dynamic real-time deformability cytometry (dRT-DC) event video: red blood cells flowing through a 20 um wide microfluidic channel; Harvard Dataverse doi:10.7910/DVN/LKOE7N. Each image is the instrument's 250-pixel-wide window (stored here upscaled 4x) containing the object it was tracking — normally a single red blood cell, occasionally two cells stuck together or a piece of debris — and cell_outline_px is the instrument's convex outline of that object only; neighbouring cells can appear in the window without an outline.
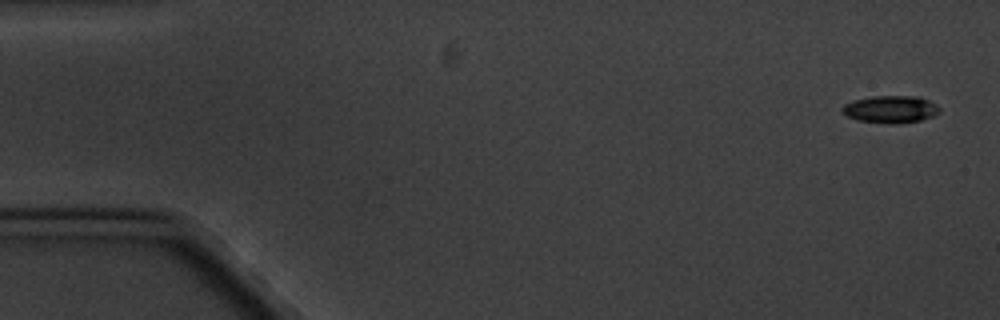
{"species": "common noctule bat (a hibernating species)", "species_latin": "Nyctalus noctula", "temperature_condition": "cold", "stored_images_in_passage": 8, "camera_frame_rate_fps": 3000, "um_per_image_px": 0.085, "animal": {"sex": "male", "body_mass_g": 20.1, "forearm_length_mm": 53.5}, "frame": {"image": 1, "passage_image": 1, "time_ms": 0.0, "image_size_px": [1000, 320], "cell_outline_px": [[940, 112], [932, 116], [920, 120], [892, 124], [856, 120], [844, 116], [840, 108], [844, 104], [852, 100], [872, 96], [916, 96], [928, 100], [936, 104], [940, 108]], "centroid_in_image_um": [75.64, 9.28], "position_along_channel_um": 9.4, "area_um2": 15.61}}
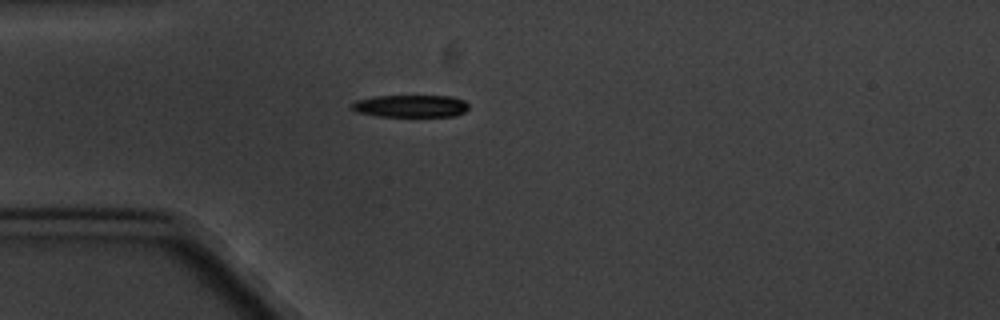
{"frame": {"image": 2, "passage_image": 5, "time_ms": 4.667, "image_size_px": [1000, 320], "cell_outline_px": [[468, 108], [464, 112], [456, 116], [376, 116], [356, 112], [352, 108], [352, 104], [356, 100], [372, 96], [452, 96], [464, 100], [468, 104]], "centroid_in_image_um": [34.91, 9.01], "position_along_channel_um": 50.1, "area_um2": 15.26}}